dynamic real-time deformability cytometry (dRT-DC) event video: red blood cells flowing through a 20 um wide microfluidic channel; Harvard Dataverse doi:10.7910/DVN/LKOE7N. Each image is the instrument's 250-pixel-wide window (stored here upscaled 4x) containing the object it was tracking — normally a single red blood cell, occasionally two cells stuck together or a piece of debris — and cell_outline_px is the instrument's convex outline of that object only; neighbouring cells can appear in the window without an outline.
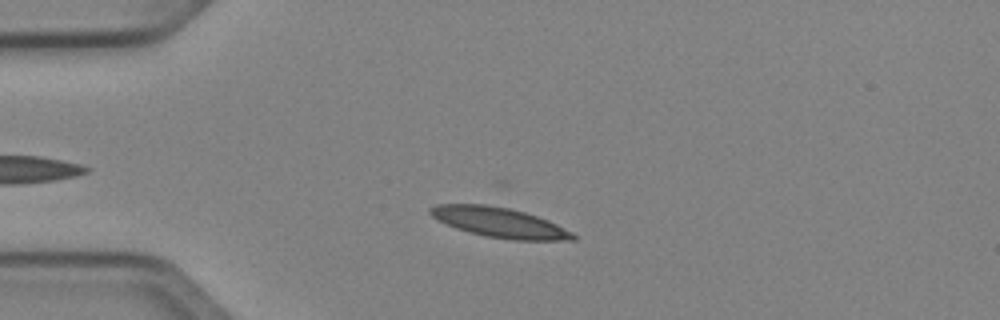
{"species": "Egyptian fruit bat (a non-hibernating species)", "species_latin": "Rousettus aegyptiacus", "temperature_condition": "cold", "stored_images_in_passage": 40, "camera_frame_rate_fps": 3000, "um_per_image_px": 0.085, "animal": {"sex": "female"}, "frame": {"image": 1, "passage_image": 9, "time_ms": 2.667, "image_size_px": [1000, 320], "cell_outline_px": [[576, 240], [512, 240], [484, 236], [456, 228], [432, 216], [428, 212], [428, 208], [436, 204], [488, 204], [508, 208], [524, 212], [548, 220], [572, 232], [576, 236]], "centroid_in_image_um": [42.45, 18.9], "position_along_channel_um": 42.6, "area_um2": 24.74}}
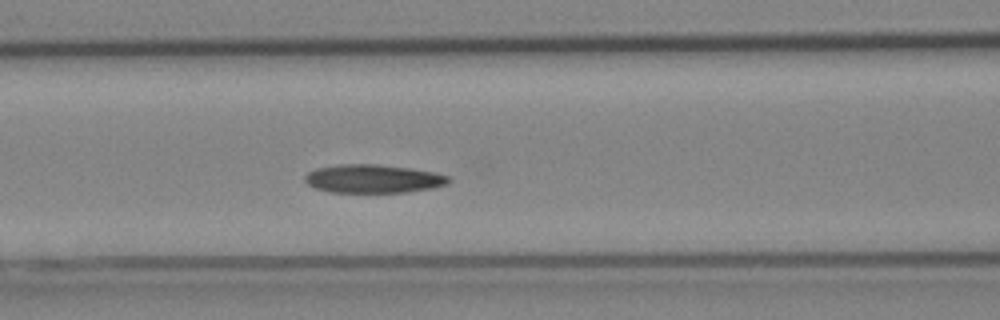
{"frame": {"image": 2, "passage_image": 18, "time_ms": 5.667, "image_size_px": [1000, 320], "cell_outline_px": [[452, 180], [448, 184], [432, 188], [404, 192], [328, 192], [316, 188], [308, 184], [304, 180], [304, 176], [308, 172], [316, 168], [340, 164], [376, 164], [408, 168], [432, 172], [448, 176]], "centroid_in_image_um": [31.69, 15.19], "position_along_channel_um": 134.9, "area_um2": 23.7}}
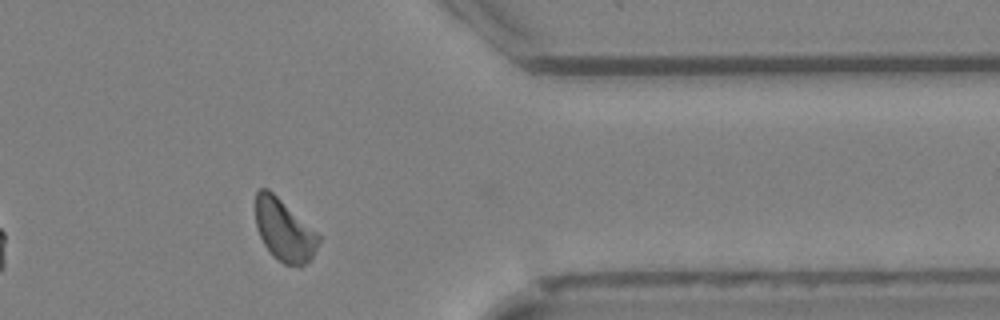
{"frame": {"image": 3, "passage_image": 38, "time_ms": 12.333, "image_size_px": [1000, 320], "cell_outline_px": [[320, 240], [312, 260], [300, 268], [284, 264], [272, 256], [264, 244], [260, 236], [256, 224], [256, 192], [260, 188], [268, 188], [316, 232], [320, 236]], "centroid_in_image_um": [24.17, 19.62], "position_along_channel_um": 387.2, "area_um2": 22.72}, "authors_computed_cell_mechanics": {"area_um2": 23.5535, "velocity_mm_per_s": 3.9901, "shape_relaxation_time_tau1_ms": 3.6356, "shape_relaxation_time_tau2_ms": null, "deformation_change_tau1": 0.1273, "deformation_change_tau2": null}}